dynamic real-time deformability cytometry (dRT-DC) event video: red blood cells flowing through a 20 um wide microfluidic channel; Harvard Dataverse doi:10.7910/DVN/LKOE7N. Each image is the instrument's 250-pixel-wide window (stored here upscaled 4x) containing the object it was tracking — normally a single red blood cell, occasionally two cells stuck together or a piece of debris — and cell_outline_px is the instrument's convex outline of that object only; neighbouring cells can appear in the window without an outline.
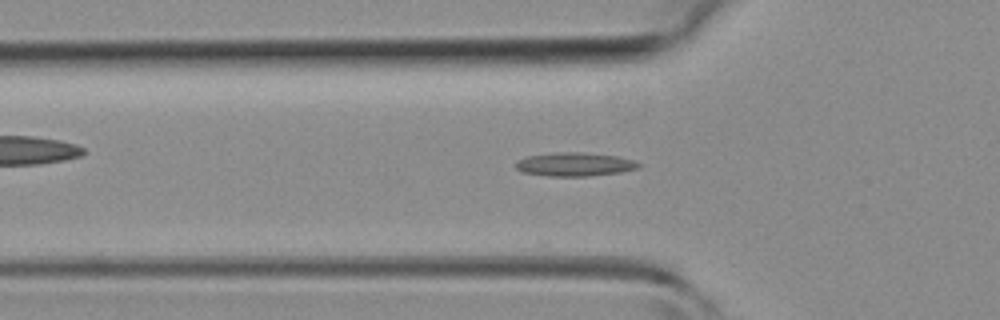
{"species": "common noctule bat (a hibernating species)", "species_latin": "Nyctalus noctula", "temperature_condition": "room temperature", "stored_images_in_passage": 19, "camera_frame_rate_fps": 3000, "um_per_image_px": 0.085, "animal": {"sex": "female", "body_mass_g": 19.3, "forearm_length_mm": 54.1}, "frame": {"image": 1, "passage_image": 13, "time_ms": 4.0, "image_size_px": [1000, 320], "cell_outline_px": [[640, 168], [620, 172], [588, 176], [548, 176], [520, 172], [516, 168], [516, 160], [528, 156], [556, 152], [584, 152], [616, 156], [636, 160], [640, 164]], "centroid_in_image_um": [48.85, 13.97], "position_along_channel_um": 77.0, "area_um2": 17.05}}
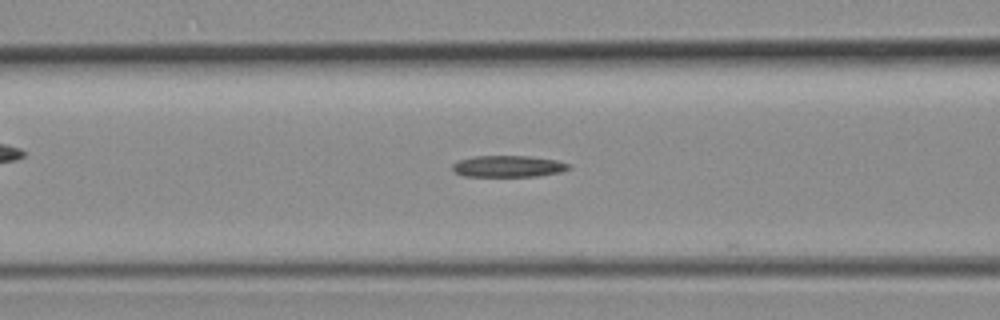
{"frame": {"image": 2, "passage_image": 16, "time_ms": 5.0, "image_size_px": [1000, 320], "cell_outline_px": [[572, 168], [560, 172], [536, 176], [464, 176], [452, 172], [452, 164], [456, 160], [472, 156], [528, 156], [556, 160], [568, 164]], "centroid_in_image_um": [43.13, 14.13], "position_along_channel_um": 123.5, "area_um2": 14.68}}
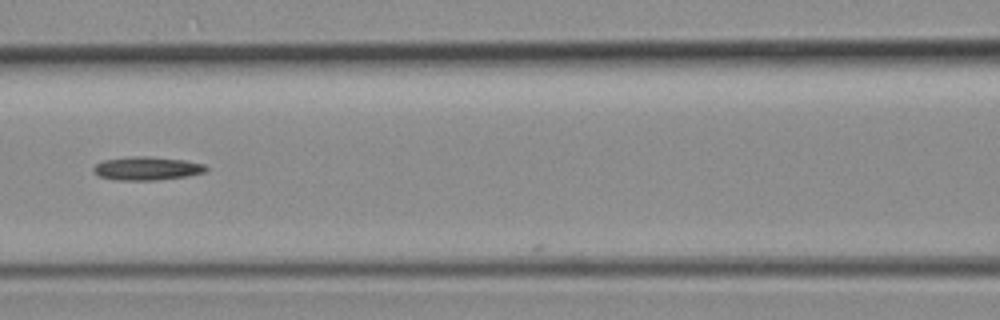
{"frame": {"image": 3, "passage_image": 18, "time_ms": 5.667, "image_size_px": [1000, 320], "cell_outline_px": [[208, 168], [204, 172], [188, 176], [156, 180], [116, 180], [100, 176], [92, 172], [92, 168], [96, 164], [104, 160], [132, 156], [148, 156], [184, 160], [204, 164]], "centroid_in_image_um": [12.47, 14.31], "position_along_channel_um": 154.1, "area_um2": 15.37}}